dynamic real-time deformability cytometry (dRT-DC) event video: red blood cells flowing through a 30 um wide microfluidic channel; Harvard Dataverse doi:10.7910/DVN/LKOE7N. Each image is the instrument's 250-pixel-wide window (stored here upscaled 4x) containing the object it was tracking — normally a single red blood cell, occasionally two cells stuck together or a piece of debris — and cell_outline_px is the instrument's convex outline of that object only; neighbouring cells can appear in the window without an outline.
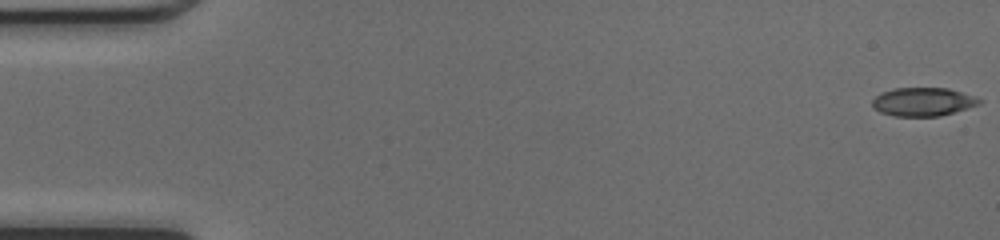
{"species": "common noctule bat (a hibernating species)", "species_latin": "Nyctalus noctula", "temperature_condition": "cold", "stored_images_in_passage": 49, "camera_frame_rate_fps": 3000, "um_per_image_px": 0.085, "animal": {"sex": "female", "body_mass_g": 17.0, "forearm_length_mm": 48.0}, "frame": {"image": 1, "passage_image": 1, "time_ms": 0.0, "image_size_px": [1000, 240], "cell_outline_px": [[984, 100], [980, 104], [940, 116], [892, 116], [880, 112], [872, 108], [872, 100], [880, 92], [892, 88], [948, 88]], "centroid_in_image_um": [78.4, 8.65], "position_along_channel_um": 6.6, "area_um2": 17.8}}
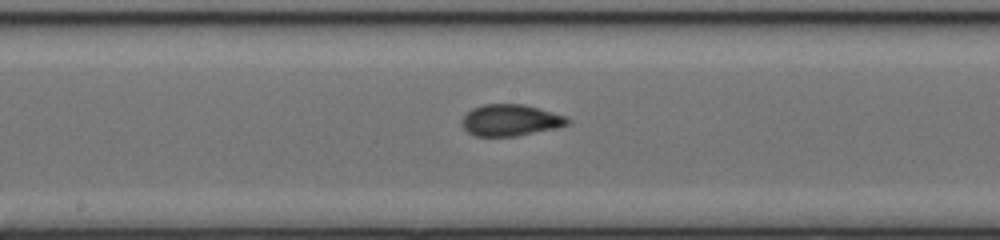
{"frame": {"image": 2, "passage_image": 26, "time_ms": 8.333, "image_size_px": [1000, 240], "cell_outline_px": [[572, 120], [568, 124], [556, 128], [516, 136], [476, 136], [468, 132], [460, 124], [460, 120], [472, 108], [484, 104], [524, 104], [568, 116]], "centroid_in_image_um": [43.4, 10.21], "position_along_channel_um": 204.8, "area_um2": 19.54}}
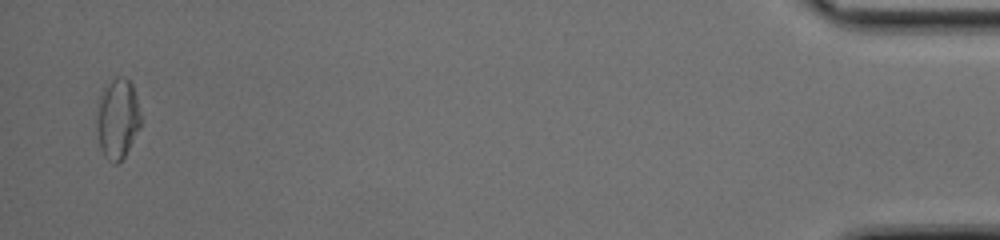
{"frame": {"image": 3, "passage_image": 48, "time_ms": 15.667, "image_size_px": [1000, 240], "cell_outline_px": [[144, 120], [140, 128], [124, 156], [116, 164], [112, 164], [104, 156], [100, 148], [100, 96], [104, 88], [116, 76], [124, 76], [132, 84]], "centroid_in_image_um": [10.09, 10.08], "position_along_channel_um": 425.1, "area_um2": 20.0}, "authors_computed_cell_mechanics": {"area_um2": 19.1896, "velocity_mm_per_s": 4.2454, "shape_relaxation_time_tau1_ms": null, "shape_relaxation_time_tau2_ms": 1.4244, "deformation_change_tau1": null, "deformation_change_tau2": 0.079}}